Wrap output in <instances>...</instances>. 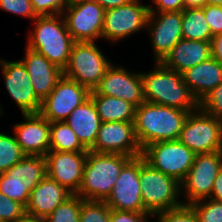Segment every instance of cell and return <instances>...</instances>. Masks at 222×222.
<instances>
[{
	"mask_svg": "<svg viewBox=\"0 0 222 222\" xmlns=\"http://www.w3.org/2000/svg\"><path fill=\"white\" fill-rule=\"evenodd\" d=\"M74 42H95L102 38L105 9L95 0H71L62 13Z\"/></svg>",
	"mask_w": 222,
	"mask_h": 222,
	"instance_id": "11",
	"label": "cell"
},
{
	"mask_svg": "<svg viewBox=\"0 0 222 222\" xmlns=\"http://www.w3.org/2000/svg\"><path fill=\"white\" fill-rule=\"evenodd\" d=\"M206 4V0H185V8H202Z\"/></svg>",
	"mask_w": 222,
	"mask_h": 222,
	"instance_id": "44",
	"label": "cell"
},
{
	"mask_svg": "<svg viewBox=\"0 0 222 222\" xmlns=\"http://www.w3.org/2000/svg\"><path fill=\"white\" fill-rule=\"evenodd\" d=\"M181 74L184 82L198 102L222 83V65L212 57L185 70Z\"/></svg>",
	"mask_w": 222,
	"mask_h": 222,
	"instance_id": "24",
	"label": "cell"
},
{
	"mask_svg": "<svg viewBox=\"0 0 222 222\" xmlns=\"http://www.w3.org/2000/svg\"><path fill=\"white\" fill-rule=\"evenodd\" d=\"M199 108L208 115L222 120V83L204 96L199 102Z\"/></svg>",
	"mask_w": 222,
	"mask_h": 222,
	"instance_id": "33",
	"label": "cell"
},
{
	"mask_svg": "<svg viewBox=\"0 0 222 222\" xmlns=\"http://www.w3.org/2000/svg\"><path fill=\"white\" fill-rule=\"evenodd\" d=\"M207 20L212 37L222 33V6L205 5L202 7Z\"/></svg>",
	"mask_w": 222,
	"mask_h": 222,
	"instance_id": "38",
	"label": "cell"
},
{
	"mask_svg": "<svg viewBox=\"0 0 222 222\" xmlns=\"http://www.w3.org/2000/svg\"><path fill=\"white\" fill-rule=\"evenodd\" d=\"M211 53L212 58L222 65V33L212 37Z\"/></svg>",
	"mask_w": 222,
	"mask_h": 222,
	"instance_id": "41",
	"label": "cell"
},
{
	"mask_svg": "<svg viewBox=\"0 0 222 222\" xmlns=\"http://www.w3.org/2000/svg\"><path fill=\"white\" fill-rule=\"evenodd\" d=\"M198 222H222V202L204 199L189 205Z\"/></svg>",
	"mask_w": 222,
	"mask_h": 222,
	"instance_id": "32",
	"label": "cell"
},
{
	"mask_svg": "<svg viewBox=\"0 0 222 222\" xmlns=\"http://www.w3.org/2000/svg\"><path fill=\"white\" fill-rule=\"evenodd\" d=\"M189 112L144 101L135 110L134 128L143 149L160 141L178 140Z\"/></svg>",
	"mask_w": 222,
	"mask_h": 222,
	"instance_id": "1",
	"label": "cell"
},
{
	"mask_svg": "<svg viewBox=\"0 0 222 222\" xmlns=\"http://www.w3.org/2000/svg\"><path fill=\"white\" fill-rule=\"evenodd\" d=\"M144 160L181 183L188 174L196 154L179 140L160 141L142 149Z\"/></svg>",
	"mask_w": 222,
	"mask_h": 222,
	"instance_id": "9",
	"label": "cell"
},
{
	"mask_svg": "<svg viewBox=\"0 0 222 222\" xmlns=\"http://www.w3.org/2000/svg\"><path fill=\"white\" fill-rule=\"evenodd\" d=\"M71 0H31L37 16H53L63 13Z\"/></svg>",
	"mask_w": 222,
	"mask_h": 222,
	"instance_id": "36",
	"label": "cell"
},
{
	"mask_svg": "<svg viewBox=\"0 0 222 222\" xmlns=\"http://www.w3.org/2000/svg\"><path fill=\"white\" fill-rule=\"evenodd\" d=\"M111 62L95 42H74L63 75L92 91L99 85Z\"/></svg>",
	"mask_w": 222,
	"mask_h": 222,
	"instance_id": "6",
	"label": "cell"
},
{
	"mask_svg": "<svg viewBox=\"0 0 222 222\" xmlns=\"http://www.w3.org/2000/svg\"><path fill=\"white\" fill-rule=\"evenodd\" d=\"M2 110H3V108H2V106L0 104V116L3 114Z\"/></svg>",
	"mask_w": 222,
	"mask_h": 222,
	"instance_id": "47",
	"label": "cell"
},
{
	"mask_svg": "<svg viewBox=\"0 0 222 222\" xmlns=\"http://www.w3.org/2000/svg\"><path fill=\"white\" fill-rule=\"evenodd\" d=\"M88 152L49 151L46 155L47 176L77 194L82 182Z\"/></svg>",
	"mask_w": 222,
	"mask_h": 222,
	"instance_id": "19",
	"label": "cell"
},
{
	"mask_svg": "<svg viewBox=\"0 0 222 222\" xmlns=\"http://www.w3.org/2000/svg\"><path fill=\"white\" fill-rule=\"evenodd\" d=\"M0 8L5 12L13 13L34 20L37 15L33 10L31 0H0Z\"/></svg>",
	"mask_w": 222,
	"mask_h": 222,
	"instance_id": "37",
	"label": "cell"
},
{
	"mask_svg": "<svg viewBox=\"0 0 222 222\" xmlns=\"http://www.w3.org/2000/svg\"><path fill=\"white\" fill-rule=\"evenodd\" d=\"M140 156L132 158L121 170L105 203L113 210L147 212L141 195Z\"/></svg>",
	"mask_w": 222,
	"mask_h": 222,
	"instance_id": "14",
	"label": "cell"
},
{
	"mask_svg": "<svg viewBox=\"0 0 222 222\" xmlns=\"http://www.w3.org/2000/svg\"><path fill=\"white\" fill-rule=\"evenodd\" d=\"M113 64L94 90L101 95L124 99L137 108L145 101L141 73L130 72L126 67Z\"/></svg>",
	"mask_w": 222,
	"mask_h": 222,
	"instance_id": "18",
	"label": "cell"
},
{
	"mask_svg": "<svg viewBox=\"0 0 222 222\" xmlns=\"http://www.w3.org/2000/svg\"><path fill=\"white\" fill-rule=\"evenodd\" d=\"M81 198L72 194L54 209L44 222H80Z\"/></svg>",
	"mask_w": 222,
	"mask_h": 222,
	"instance_id": "30",
	"label": "cell"
},
{
	"mask_svg": "<svg viewBox=\"0 0 222 222\" xmlns=\"http://www.w3.org/2000/svg\"><path fill=\"white\" fill-rule=\"evenodd\" d=\"M133 0H97V2L105 9L116 8L130 3Z\"/></svg>",
	"mask_w": 222,
	"mask_h": 222,
	"instance_id": "43",
	"label": "cell"
},
{
	"mask_svg": "<svg viewBox=\"0 0 222 222\" xmlns=\"http://www.w3.org/2000/svg\"><path fill=\"white\" fill-rule=\"evenodd\" d=\"M111 208L105 201L81 198L80 222H110Z\"/></svg>",
	"mask_w": 222,
	"mask_h": 222,
	"instance_id": "31",
	"label": "cell"
},
{
	"mask_svg": "<svg viewBox=\"0 0 222 222\" xmlns=\"http://www.w3.org/2000/svg\"><path fill=\"white\" fill-rule=\"evenodd\" d=\"M89 150L123 154L132 158L142 155L134 123L130 122H101L95 144Z\"/></svg>",
	"mask_w": 222,
	"mask_h": 222,
	"instance_id": "16",
	"label": "cell"
},
{
	"mask_svg": "<svg viewBox=\"0 0 222 222\" xmlns=\"http://www.w3.org/2000/svg\"><path fill=\"white\" fill-rule=\"evenodd\" d=\"M150 12H178L185 8V0H152Z\"/></svg>",
	"mask_w": 222,
	"mask_h": 222,
	"instance_id": "40",
	"label": "cell"
},
{
	"mask_svg": "<svg viewBox=\"0 0 222 222\" xmlns=\"http://www.w3.org/2000/svg\"><path fill=\"white\" fill-rule=\"evenodd\" d=\"M24 121L15 123L14 136L25 155L45 156L50 151L51 123L40 113L23 114Z\"/></svg>",
	"mask_w": 222,
	"mask_h": 222,
	"instance_id": "20",
	"label": "cell"
},
{
	"mask_svg": "<svg viewBox=\"0 0 222 222\" xmlns=\"http://www.w3.org/2000/svg\"><path fill=\"white\" fill-rule=\"evenodd\" d=\"M153 216L157 217V222H198L195 212L189 205H182Z\"/></svg>",
	"mask_w": 222,
	"mask_h": 222,
	"instance_id": "35",
	"label": "cell"
},
{
	"mask_svg": "<svg viewBox=\"0 0 222 222\" xmlns=\"http://www.w3.org/2000/svg\"><path fill=\"white\" fill-rule=\"evenodd\" d=\"M182 39L211 41L212 33L203 8L182 10Z\"/></svg>",
	"mask_w": 222,
	"mask_h": 222,
	"instance_id": "27",
	"label": "cell"
},
{
	"mask_svg": "<svg viewBox=\"0 0 222 222\" xmlns=\"http://www.w3.org/2000/svg\"><path fill=\"white\" fill-rule=\"evenodd\" d=\"M149 13V5L140 0L105 10L102 39L115 43L141 29L146 30Z\"/></svg>",
	"mask_w": 222,
	"mask_h": 222,
	"instance_id": "12",
	"label": "cell"
},
{
	"mask_svg": "<svg viewBox=\"0 0 222 222\" xmlns=\"http://www.w3.org/2000/svg\"><path fill=\"white\" fill-rule=\"evenodd\" d=\"M0 67L5 80L6 91L23 114L40 112L42 101L34 92L32 82L21 60L6 61L0 58Z\"/></svg>",
	"mask_w": 222,
	"mask_h": 222,
	"instance_id": "17",
	"label": "cell"
},
{
	"mask_svg": "<svg viewBox=\"0 0 222 222\" xmlns=\"http://www.w3.org/2000/svg\"><path fill=\"white\" fill-rule=\"evenodd\" d=\"M64 122L74 131L87 150L95 144L101 120L91 98L76 107Z\"/></svg>",
	"mask_w": 222,
	"mask_h": 222,
	"instance_id": "25",
	"label": "cell"
},
{
	"mask_svg": "<svg viewBox=\"0 0 222 222\" xmlns=\"http://www.w3.org/2000/svg\"><path fill=\"white\" fill-rule=\"evenodd\" d=\"M25 156L14 135L0 132V174L20 162Z\"/></svg>",
	"mask_w": 222,
	"mask_h": 222,
	"instance_id": "29",
	"label": "cell"
},
{
	"mask_svg": "<svg viewBox=\"0 0 222 222\" xmlns=\"http://www.w3.org/2000/svg\"><path fill=\"white\" fill-rule=\"evenodd\" d=\"M178 140L195 154L222 151V120L198 108L188 114Z\"/></svg>",
	"mask_w": 222,
	"mask_h": 222,
	"instance_id": "8",
	"label": "cell"
},
{
	"mask_svg": "<svg viewBox=\"0 0 222 222\" xmlns=\"http://www.w3.org/2000/svg\"><path fill=\"white\" fill-rule=\"evenodd\" d=\"M154 69L141 73L143 96L146 102L193 112L199 102L184 82L182 74L155 62Z\"/></svg>",
	"mask_w": 222,
	"mask_h": 222,
	"instance_id": "2",
	"label": "cell"
},
{
	"mask_svg": "<svg viewBox=\"0 0 222 222\" xmlns=\"http://www.w3.org/2000/svg\"><path fill=\"white\" fill-rule=\"evenodd\" d=\"M139 181L144 208L152 217L183 205L180 200V183L152 167L142 156Z\"/></svg>",
	"mask_w": 222,
	"mask_h": 222,
	"instance_id": "5",
	"label": "cell"
},
{
	"mask_svg": "<svg viewBox=\"0 0 222 222\" xmlns=\"http://www.w3.org/2000/svg\"><path fill=\"white\" fill-rule=\"evenodd\" d=\"M221 169L222 151L196 154L193 165L180 183V196L187 199V202L182 201L183 205L209 199L214 180Z\"/></svg>",
	"mask_w": 222,
	"mask_h": 222,
	"instance_id": "10",
	"label": "cell"
},
{
	"mask_svg": "<svg viewBox=\"0 0 222 222\" xmlns=\"http://www.w3.org/2000/svg\"><path fill=\"white\" fill-rule=\"evenodd\" d=\"M72 195L65 187L47 175L30 192L26 214L45 220L62 202Z\"/></svg>",
	"mask_w": 222,
	"mask_h": 222,
	"instance_id": "21",
	"label": "cell"
},
{
	"mask_svg": "<svg viewBox=\"0 0 222 222\" xmlns=\"http://www.w3.org/2000/svg\"><path fill=\"white\" fill-rule=\"evenodd\" d=\"M101 122H130L134 123L136 107L121 98L98 94L95 90L90 93Z\"/></svg>",
	"mask_w": 222,
	"mask_h": 222,
	"instance_id": "26",
	"label": "cell"
},
{
	"mask_svg": "<svg viewBox=\"0 0 222 222\" xmlns=\"http://www.w3.org/2000/svg\"><path fill=\"white\" fill-rule=\"evenodd\" d=\"M90 93L88 88L63 75L42 101L39 113L50 123L65 121L76 107L90 98Z\"/></svg>",
	"mask_w": 222,
	"mask_h": 222,
	"instance_id": "13",
	"label": "cell"
},
{
	"mask_svg": "<svg viewBox=\"0 0 222 222\" xmlns=\"http://www.w3.org/2000/svg\"><path fill=\"white\" fill-rule=\"evenodd\" d=\"M25 49L26 53L21 61L27 69L35 94L43 101L63 76V70L38 52L28 47Z\"/></svg>",
	"mask_w": 222,
	"mask_h": 222,
	"instance_id": "22",
	"label": "cell"
},
{
	"mask_svg": "<svg viewBox=\"0 0 222 222\" xmlns=\"http://www.w3.org/2000/svg\"><path fill=\"white\" fill-rule=\"evenodd\" d=\"M207 5L222 6V0H206Z\"/></svg>",
	"mask_w": 222,
	"mask_h": 222,
	"instance_id": "46",
	"label": "cell"
},
{
	"mask_svg": "<svg viewBox=\"0 0 222 222\" xmlns=\"http://www.w3.org/2000/svg\"><path fill=\"white\" fill-rule=\"evenodd\" d=\"M146 29L149 31V37L151 36L154 63L162 62L182 39V11L150 12Z\"/></svg>",
	"mask_w": 222,
	"mask_h": 222,
	"instance_id": "15",
	"label": "cell"
},
{
	"mask_svg": "<svg viewBox=\"0 0 222 222\" xmlns=\"http://www.w3.org/2000/svg\"><path fill=\"white\" fill-rule=\"evenodd\" d=\"M132 159L123 154L98 153L88 150L81 187L77 195L84 200L105 201L122 168Z\"/></svg>",
	"mask_w": 222,
	"mask_h": 222,
	"instance_id": "3",
	"label": "cell"
},
{
	"mask_svg": "<svg viewBox=\"0 0 222 222\" xmlns=\"http://www.w3.org/2000/svg\"><path fill=\"white\" fill-rule=\"evenodd\" d=\"M212 57L211 41L181 39L161 62L179 73Z\"/></svg>",
	"mask_w": 222,
	"mask_h": 222,
	"instance_id": "23",
	"label": "cell"
},
{
	"mask_svg": "<svg viewBox=\"0 0 222 222\" xmlns=\"http://www.w3.org/2000/svg\"><path fill=\"white\" fill-rule=\"evenodd\" d=\"M148 212L119 211L111 209L110 222H150Z\"/></svg>",
	"mask_w": 222,
	"mask_h": 222,
	"instance_id": "39",
	"label": "cell"
},
{
	"mask_svg": "<svg viewBox=\"0 0 222 222\" xmlns=\"http://www.w3.org/2000/svg\"><path fill=\"white\" fill-rule=\"evenodd\" d=\"M33 23L34 28L29 32L26 47L64 70L68 65L74 40L67 30L63 15L37 16Z\"/></svg>",
	"mask_w": 222,
	"mask_h": 222,
	"instance_id": "4",
	"label": "cell"
},
{
	"mask_svg": "<svg viewBox=\"0 0 222 222\" xmlns=\"http://www.w3.org/2000/svg\"><path fill=\"white\" fill-rule=\"evenodd\" d=\"M26 214L25 207L0 192V220L14 222Z\"/></svg>",
	"mask_w": 222,
	"mask_h": 222,
	"instance_id": "34",
	"label": "cell"
},
{
	"mask_svg": "<svg viewBox=\"0 0 222 222\" xmlns=\"http://www.w3.org/2000/svg\"><path fill=\"white\" fill-rule=\"evenodd\" d=\"M46 175L45 156L26 155L0 174V192L26 207L30 192Z\"/></svg>",
	"mask_w": 222,
	"mask_h": 222,
	"instance_id": "7",
	"label": "cell"
},
{
	"mask_svg": "<svg viewBox=\"0 0 222 222\" xmlns=\"http://www.w3.org/2000/svg\"><path fill=\"white\" fill-rule=\"evenodd\" d=\"M50 151L88 152L74 131L64 121L51 122Z\"/></svg>",
	"mask_w": 222,
	"mask_h": 222,
	"instance_id": "28",
	"label": "cell"
},
{
	"mask_svg": "<svg viewBox=\"0 0 222 222\" xmlns=\"http://www.w3.org/2000/svg\"><path fill=\"white\" fill-rule=\"evenodd\" d=\"M209 199L222 202V169L218 172V175L214 180L213 189Z\"/></svg>",
	"mask_w": 222,
	"mask_h": 222,
	"instance_id": "42",
	"label": "cell"
},
{
	"mask_svg": "<svg viewBox=\"0 0 222 222\" xmlns=\"http://www.w3.org/2000/svg\"><path fill=\"white\" fill-rule=\"evenodd\" d=\"M14 222H44L43 220L37 219L33 216L25 214L22 218L15 220Z\"/></svg>",
	"mask_w": 222,
	"mask_h": 222,
	"instance_id": "45",
	"label": "cell"
}]
</instances>
